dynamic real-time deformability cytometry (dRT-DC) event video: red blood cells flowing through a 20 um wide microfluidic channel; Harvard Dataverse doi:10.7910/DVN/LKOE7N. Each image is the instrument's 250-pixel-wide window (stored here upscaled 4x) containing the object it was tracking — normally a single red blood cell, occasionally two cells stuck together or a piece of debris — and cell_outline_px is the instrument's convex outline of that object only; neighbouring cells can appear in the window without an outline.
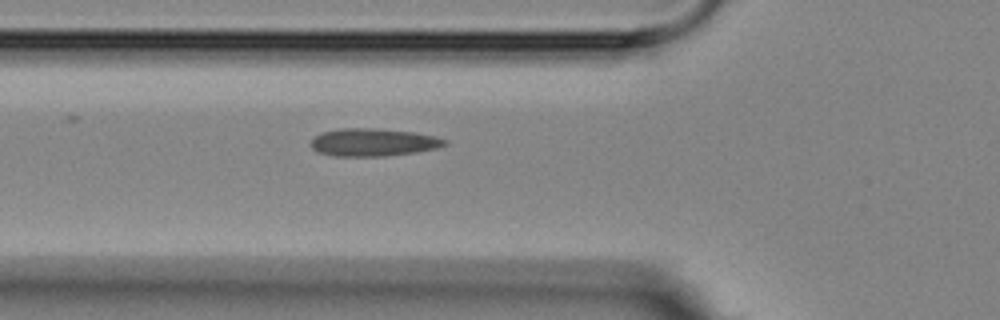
{"species": "Egyptian fruit bat (a non-hibernating species)", "species_latin": "Rousettus aegyptiacus", "temperature_condition": "room temperature", "stored_images_in_passage": 6, "camera_frame_rate_fps": 3000, "um_per_image_px": 0.085, "animal": {"sex": "female"}, "frame": {"image": 1, "passage_image": 6, "time_ms": 5.667, "image_size_px": [1000, 320], "cell_outline_px": [[448, 144], [436, 148], [416, 152], [384, 156], [332, 156], [316, 152], [308, 144], [320, 132], [340, 128], [372, 128], [416, 132], [448, 140]], "centroid_in_image_um": [31.68, 12.1], "position_along_channel_um": 94.1, "area_um2": 21.79}}